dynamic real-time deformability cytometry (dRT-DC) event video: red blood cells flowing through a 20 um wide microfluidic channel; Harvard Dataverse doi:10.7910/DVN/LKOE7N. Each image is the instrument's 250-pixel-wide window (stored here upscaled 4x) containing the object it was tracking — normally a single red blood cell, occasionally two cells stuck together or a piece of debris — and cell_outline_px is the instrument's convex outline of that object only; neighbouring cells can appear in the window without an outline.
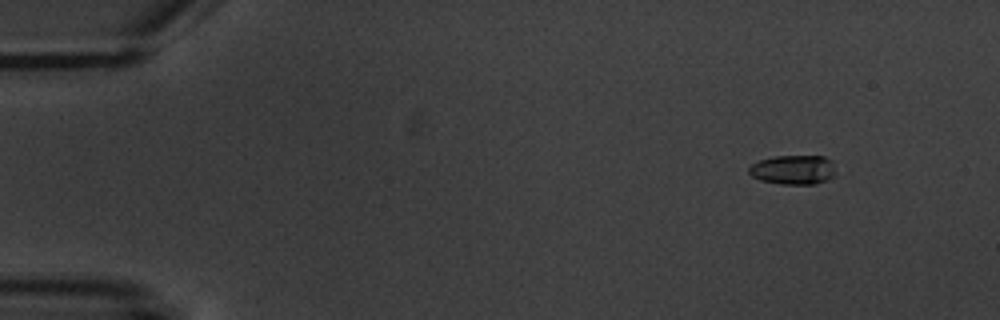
{"species": "common noctule bat (a hibernating species)", "species_latin": "Nyctalus noctula", "temperature_condition": "warm", "stored_images_in_passage": 6, "camera_frame_rate_fps": 3000, "um_per_image_px": 0.085, "animal": {"sex": "male", "body_mass_g": 20.1, "forearm_length_mm": 53.5}, "frame": {"image": 1, "passage_image": 2, "time_ms": 1.333, "image_size_px": [1000, 320], "cell_outline_px": [[836, 176], [816, 184], [780, 184], [760, 180], [752, 176], [748, 172], [748, 168], [752, 164], [760, 160], [776, 156], [824, 156], [832, 160], [836, 172]], "centroid_in_image_um": [67.46, 14.43], "position_along_channel_um": 17.5, "area_um2": 15.03}}
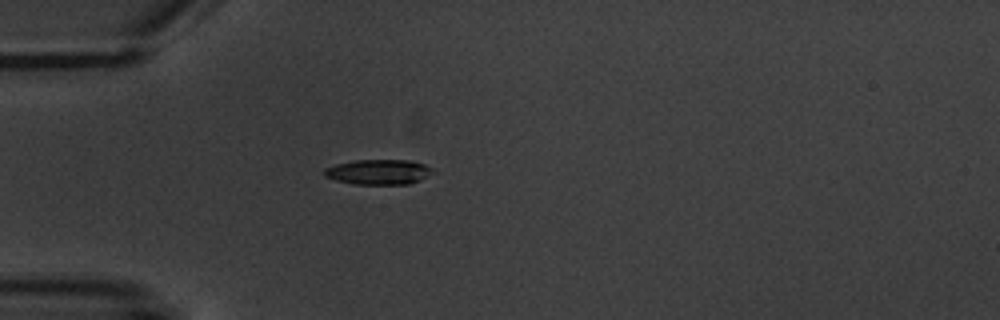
{"frame": {"image": 2, "passage_image": 5, "time_ms": 5.0, "image_size_px": [1000, 320], "cell_outline_px": [[436, 172], [420, 180], [408, 184], [352, 184], [336, 180], [324, 176], [324, 168], [336, 164], [356, 160], [408, 160], [424, 164], [432, 168]], "centroid_in_image_um": [32.19, 14.62], "position_along_channel_um": 52.8, "area_um2": 15.9}}